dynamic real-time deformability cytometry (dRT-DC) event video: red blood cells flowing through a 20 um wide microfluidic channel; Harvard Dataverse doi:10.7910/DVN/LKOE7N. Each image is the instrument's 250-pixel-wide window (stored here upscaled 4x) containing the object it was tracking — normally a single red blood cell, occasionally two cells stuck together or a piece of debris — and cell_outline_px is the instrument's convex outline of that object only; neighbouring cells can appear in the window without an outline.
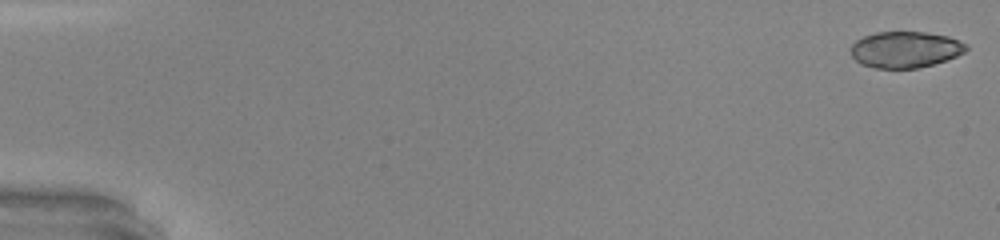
{"species": "common noctule bat (a hibernating species)", "species_latin": "Nyctalus noctula", "temperature_condition": "warm", "stored_images_in_passage": 49, "camera_frame_rate_fps": 3000, "um_per_image_px": 0.085, "animal": {"sex": "male", "body_mass_g": 20.0, "forearm_length_mm": 53.3}, "frame": {"image": 1, "passage_image": 1, "time_ms": 0.0, "image_size_px": [1000, 240], "cell_outline_px": [[968, 48], [964, 52], [956, 56], [920, 68], [876, 68], [860, 64], [852, 56], [852, 44], [856, 40], [864, 36], [876, 32], [924, 32], [948, 36], [968, 44]], "centroid_in_image_um": [76.95, 4.21], "position_along_channel_um": 8.0, "area_um2": 24.28}}
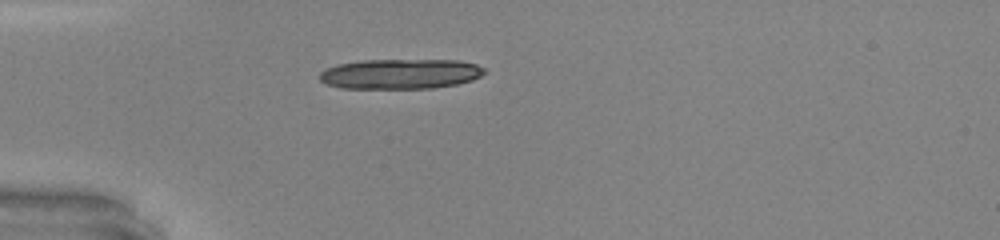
{"frame": {"image": 2, "passage_image": 15, "time_ms": 4.667, "image_size_px": [1000, 240], "cell_outline_px": [[484, 72], [480, 76], [472, 80], [456, 84], [432, 88], [340, 88], [328, 84], [320, 80], [320, 72], [324, 68], [336, 64], [360, 60], [456, 60], [476, 64], [484, 68]], "centroid_in_image_um": [33.99, 6.27], "position_along_channel_um": 51.0, "area_um2": 28.84}, "authors_computed_cell_mechanics": {"area_um2": 26.0678, "velocity_mm_per_s": 4.2826, "shape_relaxation_time_tau1_ms": 3.1791, "shape_relaxation_time_tau2_ms": 2.0618, "deformation_change_tau1": 0.3894, "deformation_change_tau2": 0.0697}}